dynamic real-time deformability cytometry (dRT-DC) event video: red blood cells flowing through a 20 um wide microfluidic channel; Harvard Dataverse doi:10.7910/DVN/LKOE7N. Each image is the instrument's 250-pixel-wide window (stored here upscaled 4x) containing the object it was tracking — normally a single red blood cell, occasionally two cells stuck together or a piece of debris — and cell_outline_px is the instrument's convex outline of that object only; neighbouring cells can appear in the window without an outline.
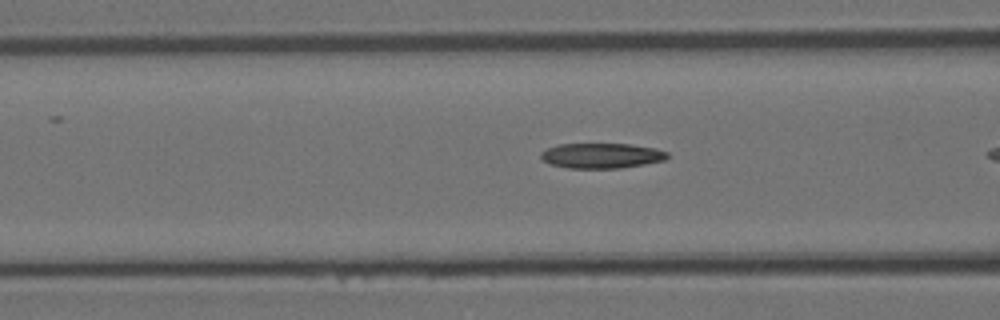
{"species": "Egyptian fruit bat (a non-hibernating species)", "species_latin": "Rousettus aegyptiacus", "temperature_condition": "room temperature", "stored_images_in_passage": 8, "camera_frame_rate_fps": 3000, "um_per_image_px": 0.085, "animal": {"sex": "female"}, "frame": {"image": 1, "passage_image": 6, "time_ms": 1.667, "image_size_px": [1000, 320], "cell_outline_px": [[668, 156], [664, 160], [644, 164], [620, 168], [568, 168], [548, 164], [540, 156], [540, 152], [556, 144], [628, 144], [656, 148], [668, 152]], "centroid_in_image_um": [51.1, 13.23], "position_along_channel_um": 115.5, "area_um2": 18.55}}